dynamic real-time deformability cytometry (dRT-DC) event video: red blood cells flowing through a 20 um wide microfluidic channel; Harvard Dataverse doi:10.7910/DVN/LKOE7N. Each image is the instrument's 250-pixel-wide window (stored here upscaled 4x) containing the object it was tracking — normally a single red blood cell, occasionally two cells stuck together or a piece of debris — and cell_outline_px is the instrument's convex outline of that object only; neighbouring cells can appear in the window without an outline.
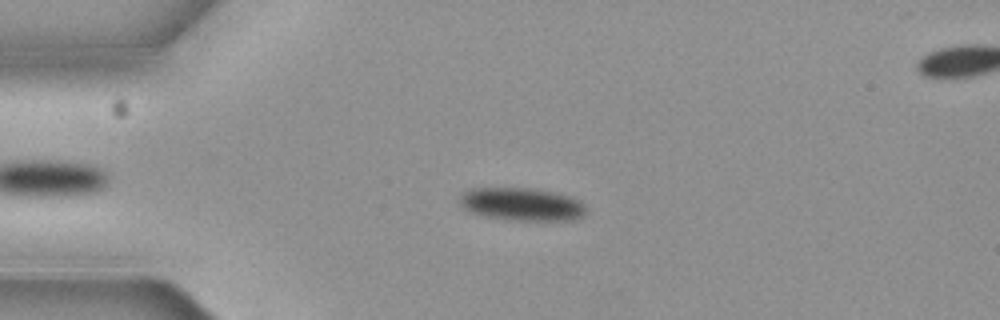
{"species": "common noctule bat (a hibernating species)", "species_latin": "Nyctalus noctula", "temperature_condition": "cold", "stored_images_in_passage": 5, "segment_of_instrument_passage": [1, 2], "camera_frame_rate_fps": 3000, "um_per_image_px": 0.085, "animal": {"sex": "female", "body_mass_g": 19.3, "forearm_length_mm": 54.1}, "frame": {"image": 1, "passage_image": 4, "time_ms": 1.0, "image_size_px": [1000, 320], "cell_outline_px": [[588, 212], [576, 220], [508, 220], [484, 216], [468, 212], [460, 204], [460, 192], [468, 188], [532, 188], [556, 192], [572, 196], [580, 200], [588, 208]], "centroid_in_image_um": [44.37, 17.35], "position_along_channel_um": 40.6, "area_um2": 24.85}}